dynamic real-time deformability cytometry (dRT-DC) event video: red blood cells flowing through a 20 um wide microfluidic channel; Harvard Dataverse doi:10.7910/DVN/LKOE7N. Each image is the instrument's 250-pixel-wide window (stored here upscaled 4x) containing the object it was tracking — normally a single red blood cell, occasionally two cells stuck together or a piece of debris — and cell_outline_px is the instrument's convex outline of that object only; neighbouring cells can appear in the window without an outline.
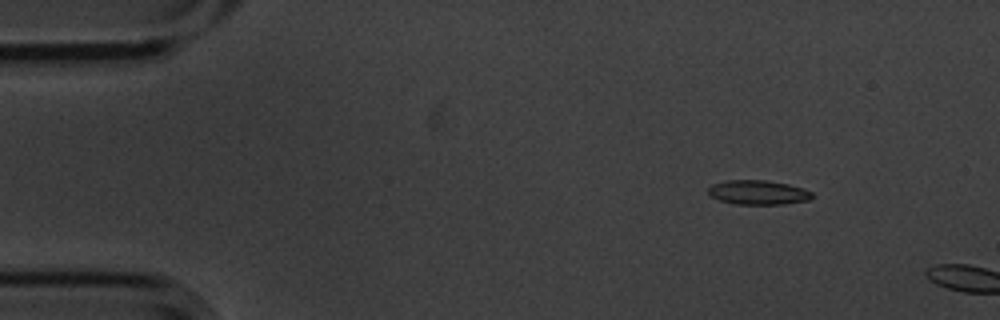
{"species": "common noctule bat (a hibernating species)", "species_latin": "Nyctalus noctula", "temperature_condition": "cold", "stored_images_in_passage": 3, "camera_frame_rate_fps": 3000, "um_per_image_px": 0.085, "animal": {"sex": "male", "body_mass_g": 20.1, "forearm_length_mm": 53.5}, "frame": {"image": 1, "passage_image": 2, "time_ms": 0.333, "image_size_px": [1000, 320], "cell_outline_px": [[812, 196], [808, 200], [784, 204], [736, 204], [720, 200], [712, 196], [708, 192], [708, 188], [712, 184], [728, 180], [764, 180], [788, 184], [804, 188], [812, 192]], "centroid_in_image_um": [64.45, 16.35], "position_along_channel_um": 20.6, "area_um2": 14.62}}